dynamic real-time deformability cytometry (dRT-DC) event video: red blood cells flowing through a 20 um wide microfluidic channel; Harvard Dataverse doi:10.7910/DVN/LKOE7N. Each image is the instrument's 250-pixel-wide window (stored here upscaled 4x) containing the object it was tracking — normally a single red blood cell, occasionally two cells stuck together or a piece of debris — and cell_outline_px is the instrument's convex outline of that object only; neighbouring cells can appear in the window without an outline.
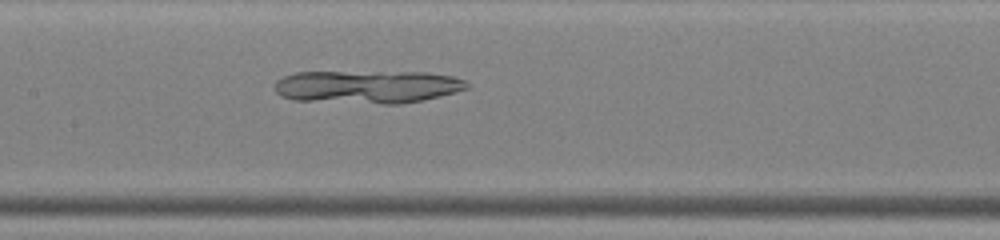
{"species": "common noctule bat (a hibernating species)", "species_latin": "Nyctalus noctula", "temperature_condition": "warm", "stored_images_in_passage": 45, "camera_frame_rate_fps": 3000, "um_per_image_px": 0.085, "animal": {"sex": "male", "body_mass_g": 19.0, "forearm_length_mm": 50.8}, "frame": {"image": 1, "passage_image": 21, "time_ms": 6.667, "image_size_px": [1000, 240], "cell_outline_px": [[468, 88], [456, 92], [420, 100], [400, 104], [384, 104], [292, 100], [280, 96], [276, 92], [276, 80], [284, 76], [296, 72], [428, 72], [456, 76], [464, 80], [468, 84]], "centroid_in_image_um": [31.23, 7.37], "position_along_channel_um": 176.2, "area_um2": 37.11}}
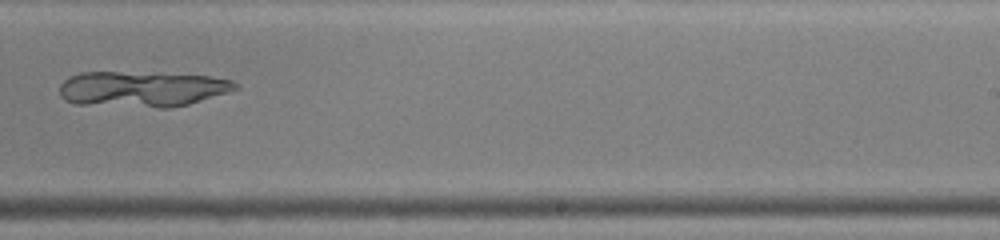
{"frame": {"image": 2, "passage_image": 28, "time_ms": 9.0, "image_size_px": [1000, 240], "cell_outline_px": [[236, 88], [228, 92], [188, 104], [168, 108], [160, 108], [76, 104], [64, 100], [60, 96], [60, 84], [68, 76], [80, 72], [120, 72], [208, 76], [232, 80], [236, 84]], "centroid_in_image_um": [11.99, 7.57], "position_along_channel_um": 277.0, "area_um2": 36.3}}
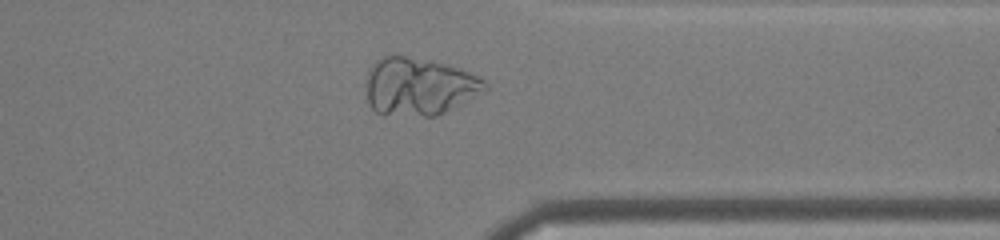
{"frame": {"image": 3, "passage_image": 35, "time_ms": 11.333, "image_size_px": [1000, 240], "cell_outline_px": [[488, 88], [444, 112], [436, 116], [424, 116], [376, 112], [368, 104], [368, 68], [376, 60], [384, 56], [396, 52], [432, 60], [448, 64], [480, 76], [488, 84]], "centroid_in_image_um": [35.61, 7.28], "position_along_channel_um": 375.8, "area_um2": 39.94}}